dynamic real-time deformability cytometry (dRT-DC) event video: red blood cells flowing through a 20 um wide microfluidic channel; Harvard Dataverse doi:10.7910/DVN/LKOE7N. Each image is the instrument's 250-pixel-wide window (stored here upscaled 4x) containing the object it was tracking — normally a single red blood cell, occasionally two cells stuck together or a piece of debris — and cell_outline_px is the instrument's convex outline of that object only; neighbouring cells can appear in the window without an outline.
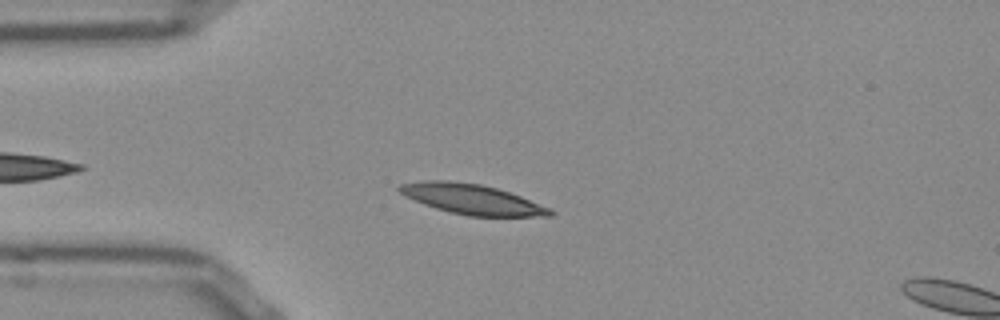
{"species": "Egyptian fruit bat (a non-hibernating species)", "species_latin": "Rousettus aegyptiacus", "temperature_condition": "room temperature", "stored_images_in_passage": 37, "camera_frame_rate_fps": 3000, "um_per_image_px": 0.085, "frame": {"image": 1, "passage_image": 6, "time_ms": 1.667, "image_size_px": [1000, 320], "cell_outline_px": [[556, 212], [552, 216], [468, 216], [448, 212], [424, 204], [404, 196], [396, 188], [400, 184], [424, 180], [448, 180], [480, 184], [496, 188], [520, 196], [552, 208]], "centroid_in_image_um": [40.12, 16.93], "position_along_channel_um": 44.9, "area_um2": 26.47}}
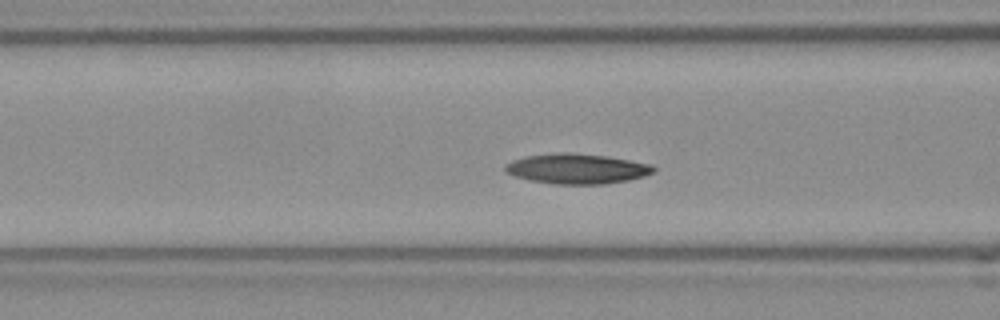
{"frame": {"image": 2, "passage_image": 13, "time_ms": 4.0, "image_size_px": [1000, 320], "cell_outline_px": [[656, 172], [644, 176], [628, 180], [604, 184], [552, 184], [532, 180], [516, 176], [504, 172], [504, 168], [512, 160], [524, 156], [556, 152], [572, 152], [608, 156], [652, 164], [656, 168]], "centroid_in_image_um": [49.06, 14.33], "position_along_channel_um": 117.5, "area_um2": 26.24}}
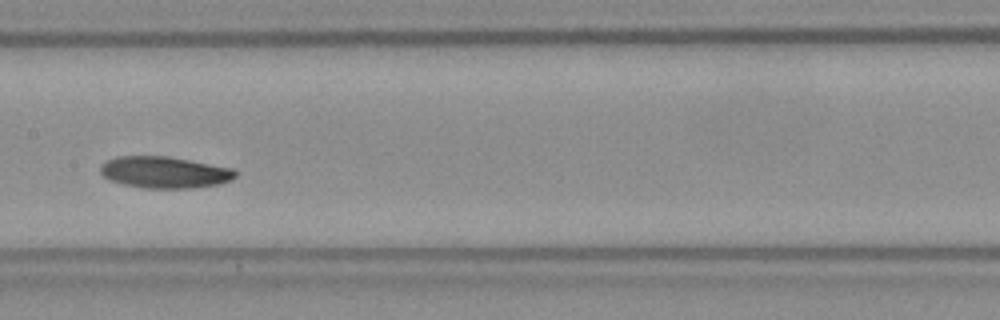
{"frame": {"image": 3, "passage_image": 19, "time_ms": 6.0, "image_size_px": [1000, 320], "cell_outline_px": [[236, 176], [232, 180], [220, 184], [192, 188], [144, 188], [124, 184], [112, 180], [104, 176], [100, 172], [100, 168], [108, 160], [116, 156], [168, 156], [232, 168], [236, 172]], "centroid_in_image_um": [14.02, 14.65], "position_along_channel_um": 193.4, "area_um2": 24.68}, "authors_computed_cell_mechanics": {"area_um2": 24.9118, "velocity_mm_per_s": 3.7904, "shape_relaxation_time_tau1_ms": 4.6205, "shape_relaxation_time_tau2_ms": 5.8264, "deformation_change_tau1": 0.098, "deformation_change_tau2": 0.1212}}